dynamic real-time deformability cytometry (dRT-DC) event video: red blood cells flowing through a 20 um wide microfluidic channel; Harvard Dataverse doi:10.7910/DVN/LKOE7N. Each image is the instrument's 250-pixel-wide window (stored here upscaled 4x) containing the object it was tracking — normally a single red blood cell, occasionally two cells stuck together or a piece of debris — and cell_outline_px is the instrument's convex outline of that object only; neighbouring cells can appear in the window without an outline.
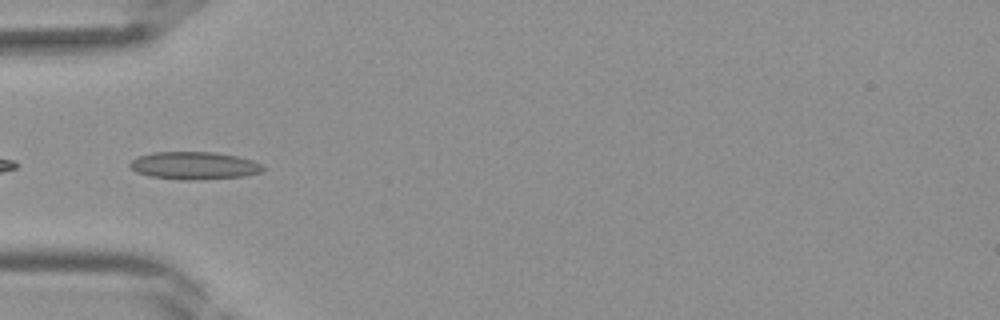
{"species": "Egyptian fruit bat (a non-hibernating species)", "species_latin": "Rousettus aegyptiacus", "temperature_condition": "room temperature", "stored_images_in_passage": 32, "camera_frame_rate_fps": 3000, "um_per_image_px": 0.085, "frame": {"image": 1, "passage_image": 5, "time_ms": 1.333, "image_size_px": [1000, 320], "cell_outline_px": [[268, 168], [264, 172], [244, 176], [192, 180], [184, 180], [148, 176], [136, 172], [128, 164], [132, 160], [140, 156], [152, 152], [216, 152], [236, 156], [252, 160]], "centroid_in_image_um": [16.54, 14.08], "position_along_channel_um": 68.5, "area_um2": 21.5}}
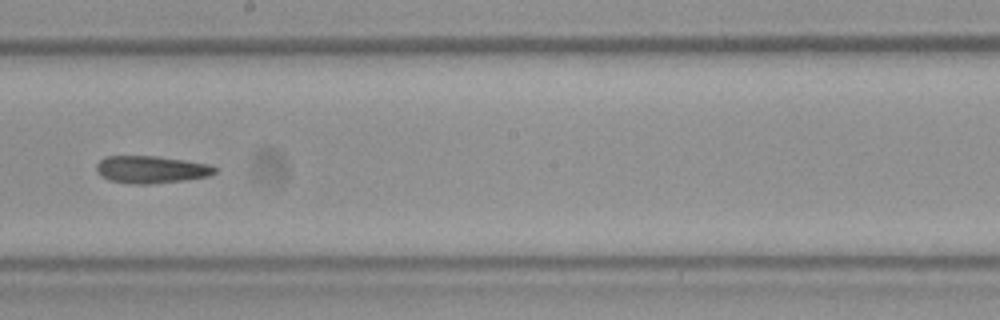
{"frame": {"image": 2, "passage_image": 15, "time_ms": 4.667, "image_size_px": [1000, 320], "cell_outline_px": [[216, 172], [208, 176], [184, 180], [148, 184], [132, 184], [108, 180], [100, 176], [96, 172], [96, 164], [104, 156], [156, 156], [184, 160], [208, 164], [216, 168]], "centroid_in_image_um": [12.79, 14.41], "position_along_channel_um": 235.4, "area_um2": 18.9}}
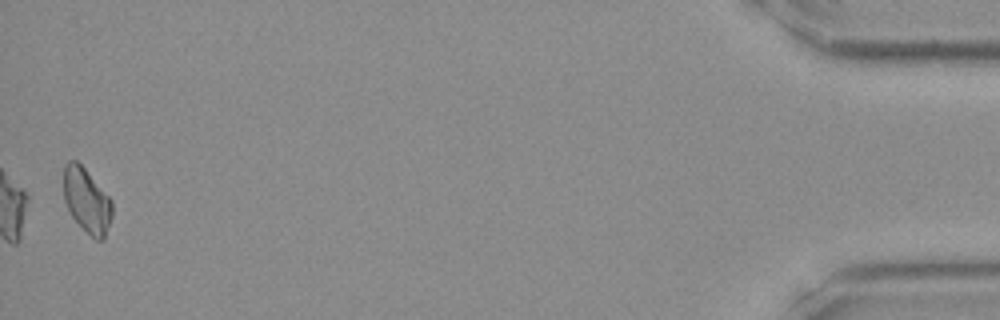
{"frame": {"image": 3, "passage_image": 32, "time_ms": 10.333, "image_size_px": [1000, 320], "cell_outline_px": [[112, 216], [104, 240], [96, 240], [72, 216], [64, 200], [64, 164], [68, 160], [76, 160], [84, 168], [112, 200]], "centroid_in_image_um": [7.38, 17.03], "position_along_channel_um": 427.8, "area_um2": 17.98}}